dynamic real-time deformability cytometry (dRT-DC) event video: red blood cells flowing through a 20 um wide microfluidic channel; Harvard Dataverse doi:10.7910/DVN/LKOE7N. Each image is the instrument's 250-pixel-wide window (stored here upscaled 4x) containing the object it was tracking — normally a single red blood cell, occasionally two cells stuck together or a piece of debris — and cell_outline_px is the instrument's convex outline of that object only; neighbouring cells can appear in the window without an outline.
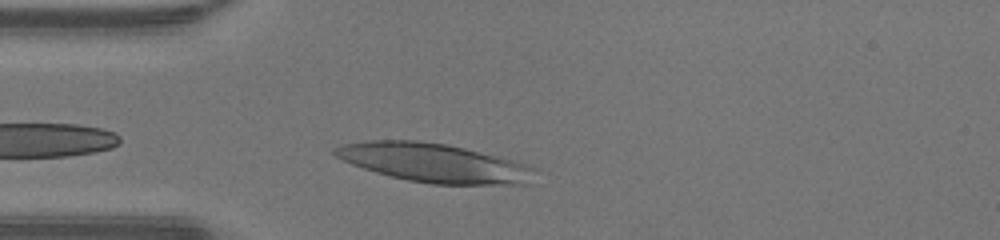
{"species": "human", "species_latin": "Homo sapiens", "temperature_condition": "warm", "stored_images_in_passage": 27, "camera_frame_rate_fps": 3000, "um_per_image_px": 0.085, "donor": {"sex": "male"}, "frame": {"image": 1, "passage_image": 2, "time_ms": 0.333, "image_size_px": [1000, 240], "cell_outline_px": [[540, 168], [528, 184], [432, 184], [408, 180], [376, 172], [352, 164], [336, 156], [332, 152], [332, 148], [340, 144], [364, 140], [416, 140], [448, 144], [528, 164]], "centroid_in_image_um": [36.9, 13.83], "position_along_channel_um": 48.1, "area_um2": 45.32}}
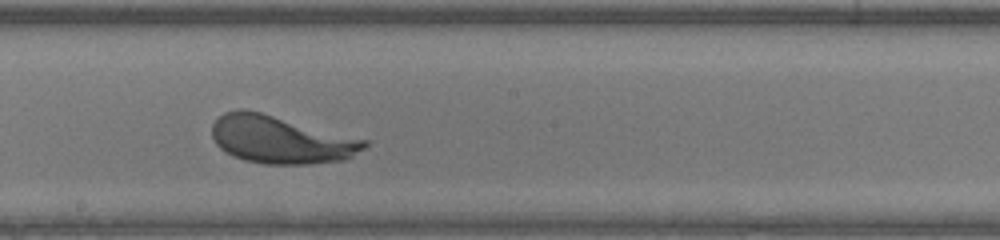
{"frame": {"image": 2, "passage_image": 15, "time_ms": 4.667, "image_size_px": [1000, 240], "cell_outline_px": [[368, 144], [364, 148], [352, 156], [344, 160], [308, 164], [264, 164], [244, 160], [232, 156], [224, 152], [216, 144], [212, 136], [212, 124], [224, 112], [236, 108], [244, 108], [260, 112], [368, 140]], "centroid_in_image_um": [23.82, 11.87], "position_along_channel_um": 224.4, "area_um2": 42.37}}
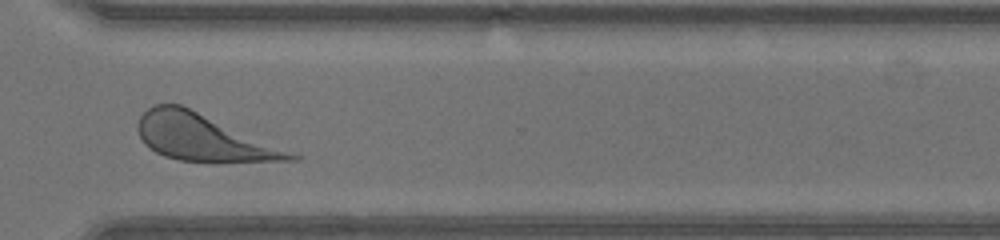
{"frame": {"image": 3, "passage_image": 24, "time_ms": 7.667, "image_size_px": [1000, 240], "cell_outline_px": [[300, 160], [212, 164], [180, 160], [164, 156], [148, 148], [144, 144], [136, 128], [136, 124], [140, 116], [148, 108], [156, 104], [180, 104], [300, 156]], "centroid_in_image_um": [17.23, 11.74], "position_along_channel_um": 353.4, "area_um2": 41.56}}